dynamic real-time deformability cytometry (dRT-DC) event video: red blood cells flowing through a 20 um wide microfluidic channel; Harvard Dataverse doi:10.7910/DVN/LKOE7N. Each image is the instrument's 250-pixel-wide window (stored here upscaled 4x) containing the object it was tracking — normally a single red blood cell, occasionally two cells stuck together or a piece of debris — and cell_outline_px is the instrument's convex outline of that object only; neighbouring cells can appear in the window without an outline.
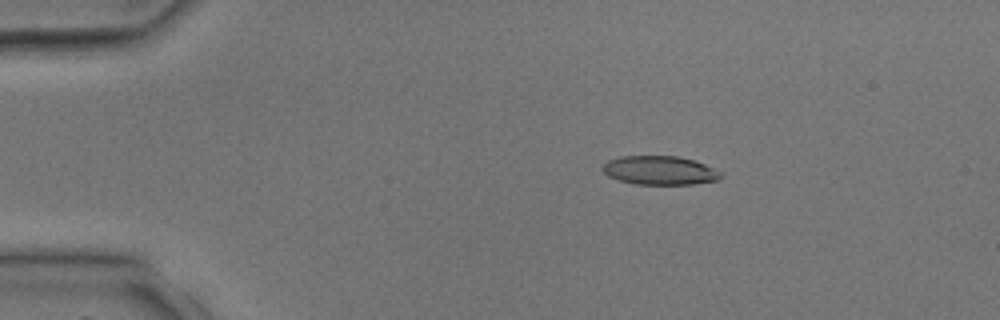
{"species": "common noctule bat (a hibernating species)", "species_latin": "Nyctalus noctula", "temperature_condition": "room temperature", "stored_images_in_passage": 2, "camera_frame_rate_fps": 3000, "um_per_image_px": 0.085, "animal": {"sex": "male", "body_mass_g": 17.9, "forearm_length_mm": 54.2}, "frame": {"image": 1, "passage_image": 1, "time_ms": 0.0, "image_size_px": [1000, 320], "cell_outline_px": [[724, 176], [720, 180], [692, 184], [636, 184], [620, 180], [608, 176], [600, 168], [608, 160], [620, 156], [676, 156], [696, 160], [720, 172]], "centroid_in_image_um": [56.09, 14.48], "position_along_channel_um": 28.9, "area_um2": 19.88}}